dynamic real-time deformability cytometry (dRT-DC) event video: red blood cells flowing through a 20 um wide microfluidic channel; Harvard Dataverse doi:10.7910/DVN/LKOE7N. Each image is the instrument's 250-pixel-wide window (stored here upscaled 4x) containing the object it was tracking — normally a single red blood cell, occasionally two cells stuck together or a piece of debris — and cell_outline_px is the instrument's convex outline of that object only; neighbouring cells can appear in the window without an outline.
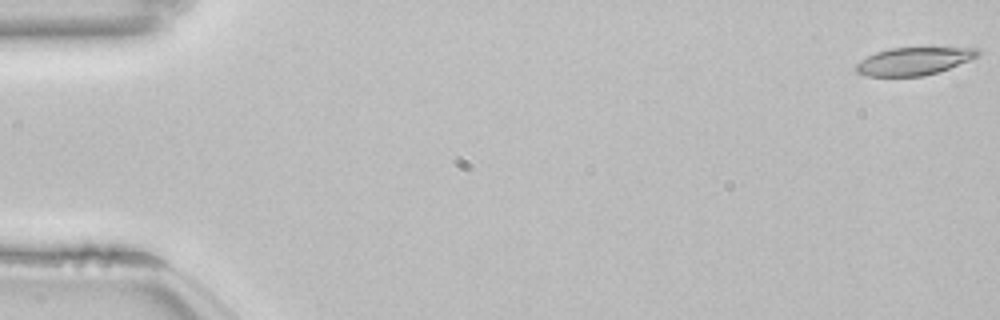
{"species": "common noctule bat (a hibernating species)", "species_latin": "Nyctalus noctula", "temperature_condition": "room temperature", "stored_images_in_passage": 54, "camera_frame_rate_fps": 3000, "um_per_image_px": 0.085, "animal": {"sex": "female", "body_mass_g": 22.7, "forearm_length_mm": 54.2}, "frame": {"image": 1, "passage_image": 1, "time_ms": 0.0, "image_size_px": [1000, 320], "cell_outline_px": [[980, 56], [948, 68], [924, 76], [868, 76], [856, 72], [856, 64], [860, 60], [876, 52], [888, 48], [976, 48], [980, 52]], "centroid_in_image_um": [77.65, 5.2], "position_along_channel_um": 7.3, "area_um2": 19.42}}
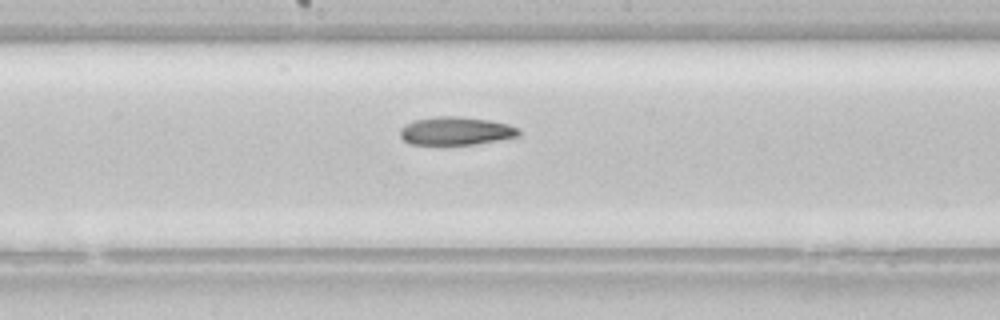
{"frame": {"image": 2, "passage_image": 29, "time_ms": 9.333, "image_size_px": [1000, 320], "cell_outline_px": [[520, 136], [476, 144], [412, 144], [404, 140], [400, 136], [400, 128], [404, 124], [416, 120], [436, 116], [456, 116], [488, 120], [508, 124], [520, 128]], "centroid_in_image_um": [38.77, 11.13], "position_along_channel_um": 209.4, "area_um2": 19.42}}
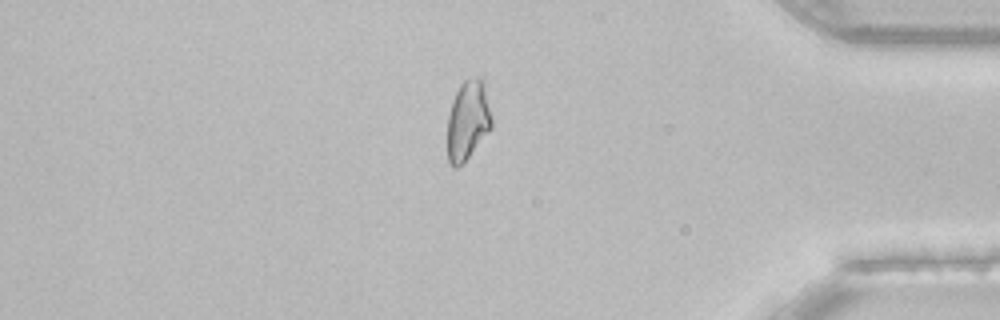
{"frame": {"image": 3, "passage_image": 46, "time_ms": 15.0, "image_size_px": [1000, 320], "cell_outline_px": [[492, 128], [468, 156], [456, 168], [452, 168], [448, 164], [448, 116], [452, 100], [460, 84], [464, 80], [484, 80], [492, 120]], "centroid_in_image_um": [39.76, 10.25], "position_along_channel_um": 395.4, "area_um2": 20.17}}